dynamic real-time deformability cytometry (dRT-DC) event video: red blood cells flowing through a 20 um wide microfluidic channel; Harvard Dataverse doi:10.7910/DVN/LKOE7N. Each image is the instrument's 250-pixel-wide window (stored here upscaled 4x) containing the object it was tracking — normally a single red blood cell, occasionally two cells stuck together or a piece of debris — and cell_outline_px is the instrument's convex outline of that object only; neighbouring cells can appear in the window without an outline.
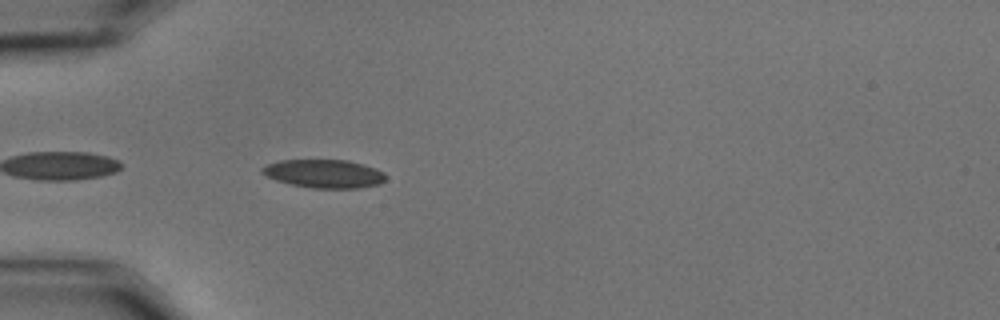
{"species": "common noctule bat (a hibernating species)", "species_latin": "Nyctalus noctula", "temperature_condition": "cold", "stored_images_in_passage": 6, "camera_frame_rate_fps": 3000, "um_per_image_px": 0.085, "animal": {"sex": "male", "body_mass_g": 15.6}, "frame": {"image": 1, "passage_image": 2, "time_ms": 0.333, "image_size_px": [1000, 320], "cell_outline_px": [[384, 180], [380, 184], [356, 188], [312, 188], [292, 184], [276, 180], [260, 172], [260, 168], [268, 164], [280, 160], [348, 160], [364, 164], [376, 168], [384, 172]], "centroid_in_image_um": [27.55, 14.75], "position_along_channel_um": 57.4, "area_um2": 20.35}}